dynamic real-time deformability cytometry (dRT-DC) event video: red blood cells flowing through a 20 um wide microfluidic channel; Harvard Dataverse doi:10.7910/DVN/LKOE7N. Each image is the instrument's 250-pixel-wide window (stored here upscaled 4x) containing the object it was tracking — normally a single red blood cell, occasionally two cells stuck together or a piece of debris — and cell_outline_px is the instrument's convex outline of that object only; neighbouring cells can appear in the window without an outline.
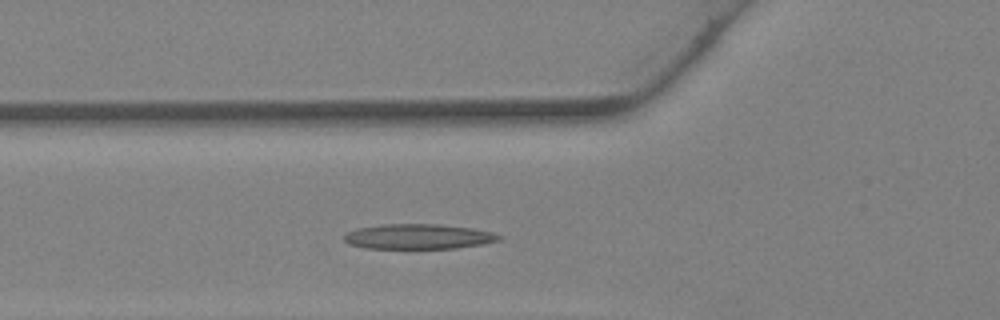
{"species": "Egyptian fruit bat (a non-hibernating species)", "species_latin": "Rousettus aegyptiacus", "temperature_condition": "warm", "stored_images_in_passage": 21, "camera_frame_rate_fps": 3000, "um_per_image_px": 0.085, "animal": {"sex": "female"}, "frame": {"image": 1, "passage_image": 4, "time_ms": 1.0, "image_size_px": [1000, 320], "cell_outline_px": [[504, 236], [500, 240], [484, 244], [456, 248], [364, 248], [348, 244], [344, 240], [344, 236], [348, 232], [356, 228], [384, 224], [440, 224], [472, 228], [492, 232]], "centroid_in_image_um": [35.58, 20.1], "position_along_channel_um": 90.2, "area_um2": 22.72}}
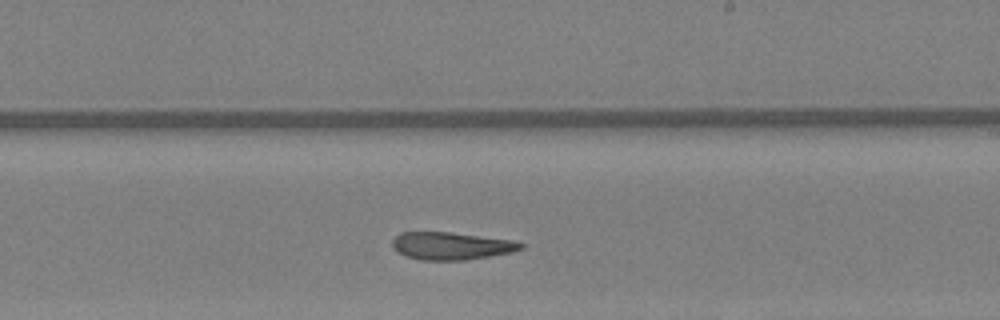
{"frame": {"image": 2, "passage_image": 13, "time_ms": 4.0, "image_size_px": [1000, 320], "cell_outline_px": [[524, 248], [512, 252], [464, 260], [420, 260], [408, 256], [400, 252], [392, 244], [392, 240], [400, 232], [452, 232], [512, 240], [524, 244]], "centroid_in_image_um": [38.38, 20.89], "position_along_channel_um": 250.6, "area_um2": 20.4}}
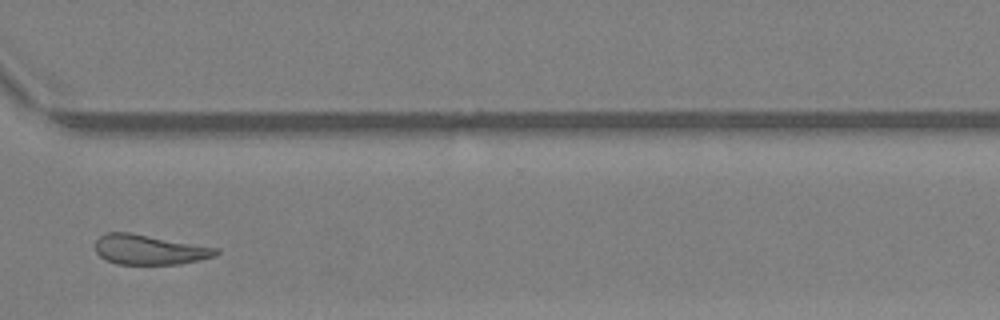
{"frame": {"image": 3, "passage_image": 19, "time_ms": 6.0, "image_size_px": [1000, 320], "cell_outline_px": [[220, 252], [216, 256], [200, 260], [180, 264], [116, 264], [100, 256], [96, 252], [96, 240], [104, 232], [132, 232], [220, 248]], "centroid_in_image_um": [12.74, 21.21], "position_along_channel_um": 357.9, "area_um2": 21.33}}